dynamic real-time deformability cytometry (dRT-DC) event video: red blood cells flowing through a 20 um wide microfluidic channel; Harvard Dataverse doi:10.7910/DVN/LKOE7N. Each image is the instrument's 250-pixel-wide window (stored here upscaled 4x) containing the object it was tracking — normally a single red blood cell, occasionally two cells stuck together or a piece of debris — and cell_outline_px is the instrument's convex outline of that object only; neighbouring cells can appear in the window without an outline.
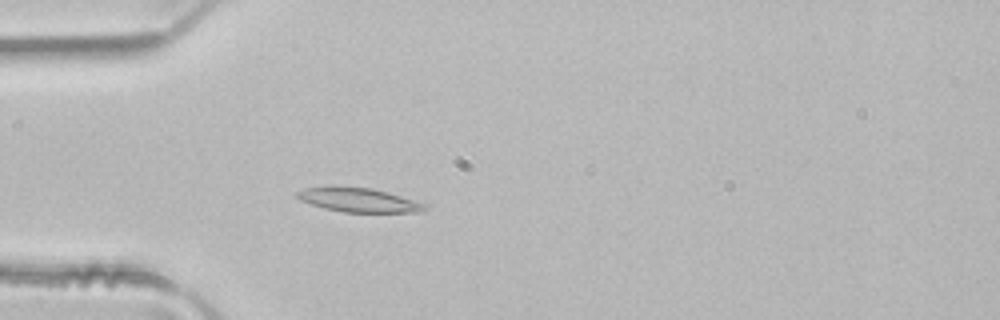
{"species": "common noctule bat (a hibernating species)", "species_latin": "Nyctalus noctula", "temperature_condition": "room temperature", "stored_images_in_passage": 3, "camera_frame_rate_fps": 3000, "um_per_image_px": 0.085, "animal": {"sex": "male", "body_mass_g": 21.5, "forearm_length_mm": 52.0}, "frame": {"image": 1, "passage_image": 3, "time_ms": 0.667, "image_size_px": [1000, 320], "cell_outline_px": [[428, 208], [424, 212], [344, 212], [324, 208], [300, 200], [296, 196], [296, 192], [304, 188], [328, 184], [336, 184], [372, 188], [388, 192], [424, 204]], "centroid_in_image_um": [30.4, 16.96], "position_along_channel_um": 54.6, "area_um2": 18.38}}